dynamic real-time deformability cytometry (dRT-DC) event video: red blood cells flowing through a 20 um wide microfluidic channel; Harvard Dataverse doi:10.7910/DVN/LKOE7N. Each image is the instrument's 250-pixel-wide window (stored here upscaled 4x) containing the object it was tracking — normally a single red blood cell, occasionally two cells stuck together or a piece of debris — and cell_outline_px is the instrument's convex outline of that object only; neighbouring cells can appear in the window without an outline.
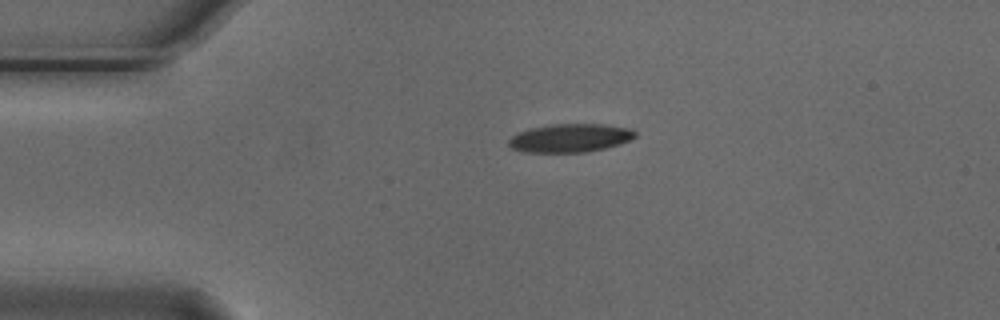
{"species": "Egyptian fruit bat (a non-hibernating species)", "species_latin": "Rousettus aegyptiacus", "temperature_condition": "cold", "stored_images_in_passage": 2, "camera_frame_rate_fps": 3000, "um_per_image_px": 0.085, "animal": {"sex": "male"}, "frame": {"image": 1, "passage_image": 1, "time_ms": 0.0, "image_size_px": [1000, 320], "cell_outline_px": [[636, 136], [620, 144], [604, 148], [584, 152], [524, 152], [512, 148], [508, 144], [508, 140], [512, 136], [520, 132], [532, 128], [552, 124], [604, 124], [628, 128], [636, 132]], "centroid_in_image_um": [48.46, 11.73], "position_along_channel_um": 36.5, "area_um2": 20.69}}